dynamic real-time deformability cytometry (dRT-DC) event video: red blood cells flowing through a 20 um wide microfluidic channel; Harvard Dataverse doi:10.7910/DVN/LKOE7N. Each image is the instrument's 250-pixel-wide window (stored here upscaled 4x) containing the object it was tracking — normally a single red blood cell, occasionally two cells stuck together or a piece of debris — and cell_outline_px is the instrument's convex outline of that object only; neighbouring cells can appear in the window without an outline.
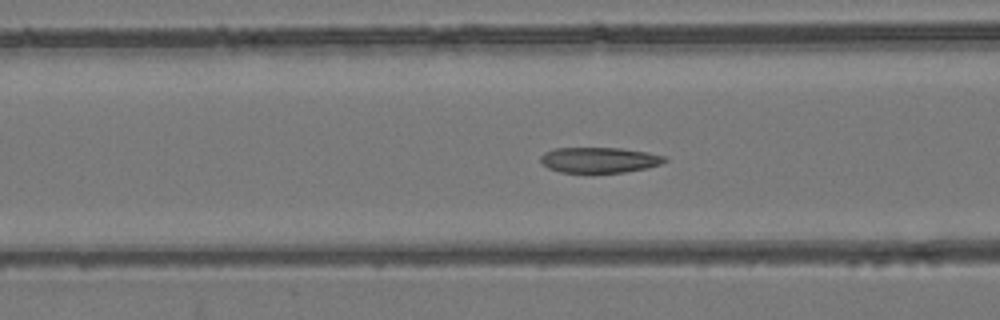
{"species": "common noctule bat (a hibernating species)", "species_latin": "Nyctalus noctula", "temperature_condition": "room temperature", "stored_images_in_passage": 55, "camera_frame_rate_fps": 3000, "um_per_image_px": 0.085, "animal": {"sex": "female", "body_mass_g": 24.6, "forearm_length_mm": 56.2}, "frame": {"image": 1, "passage_image": 22, "time_ms": 7.0, "image_size_px": [1000, 320], "cell_outline_px": [[668, 160], [660, 164], [644, 168], [624, 172], [560, 172], [548, 168], [540, 160], [540, 156], [544, 152], [556, 148], [620, 148], [648, 152], [664, 156]], "centroid_in_image_um": [50.92, 13.59], "position_along_channel_um": 115.7, "area_um2": 18.26}}
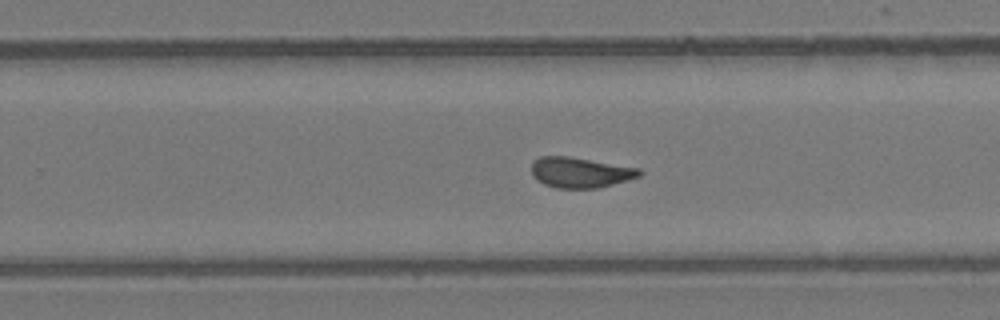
{"frame": {"image": 2, "passage_image": 35, "time_ms": 11.333, "image_size_px": [1000, 320], "cell_outline_px": [[644, 172], [640, 176], [612, 184], [596, 188], [556, 188], [544, 184], [536, 180], [532, 176], [532, 160], [540, 156], [568, 156], [640, 168]], "centroid_in_image_um": [49.29, 14.65], "position_along_channel_um": 280.5, "area_um2": 19.19}}
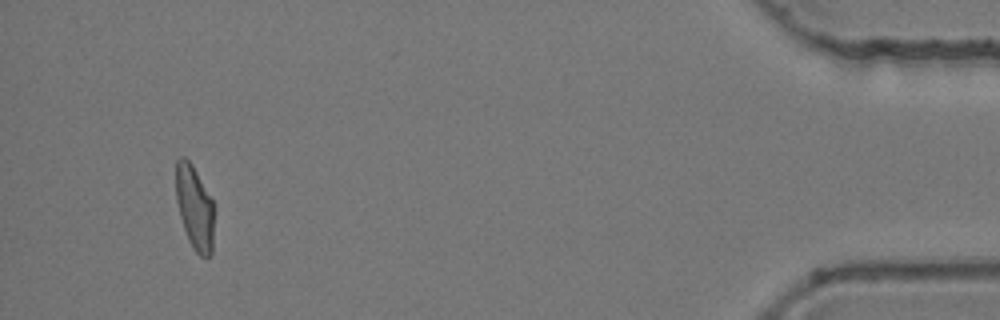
{"frame": {"image": 3, "passage_image": 52, "time_ms": 17.0, "image_size_px": [1000, 320], "cell_outline_px": [[212, 252], [208, 256], [200, 256], [192, 248], [188, 240], [180, 216], [176, 200], [176, 160], [180, 156], [184, 156], [192, 164], [212, 200]], "centroid_in_image_um": [16.5, 17.62], "position_along_channel_um": 418.7, "area_um2": 18.32}, "authors_computed_cell_mechanics": {"area_um2": 19.5942, "velocity_mm_per_s": 3.8096, "shape_relaxation_time_tau1_ms": null, "shape_relaxation_time_tau2_ms": 1.6972, "deformation_change_tau1": null, "deformation_change_tau2": 0.0982}}